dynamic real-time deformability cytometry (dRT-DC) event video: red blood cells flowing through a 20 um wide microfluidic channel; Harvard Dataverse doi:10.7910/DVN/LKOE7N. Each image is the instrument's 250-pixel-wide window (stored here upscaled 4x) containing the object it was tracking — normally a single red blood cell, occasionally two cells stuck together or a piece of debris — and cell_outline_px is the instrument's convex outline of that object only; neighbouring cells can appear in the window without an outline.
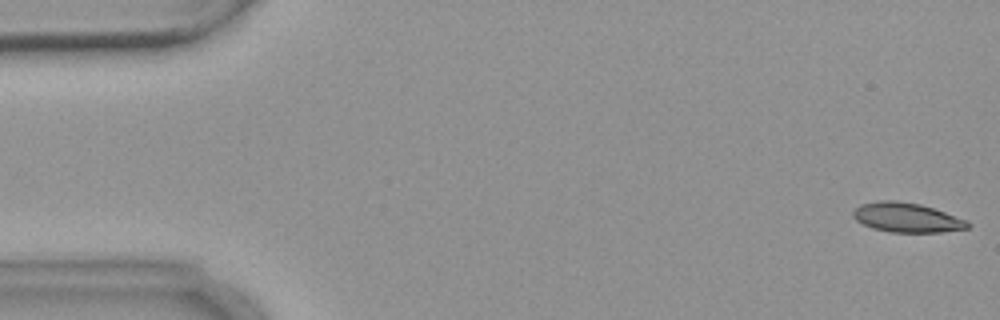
{"species": "common noctule bat (a hibernating species)", "species_latin": "Nyctalus noctula", "temperature_condition": "warm", "stored_images_in_passage": 6, "camera_frame_rate_fps": 3000, "um_per_image_px": 0.085, "animal": {"sex": "female", "body_mass_g": 18.4}, "frame": {"image": 1, "passage_image": 1, "time_ms": 0.0, "image_size_px": [1000, 320], "cell_outline_px": [[972, 224], [968, 228], [940, 232], [892, 232], [872, 228], [856, 220], [852, 216], [852, 212], [860, 204], [876, 200], [896, 200], [920, 204], [968, 220]], "centroid_in_image_um": [77.07, 18.48], "position_along_channel_um": 7.9, "area_um2": 19.71}}